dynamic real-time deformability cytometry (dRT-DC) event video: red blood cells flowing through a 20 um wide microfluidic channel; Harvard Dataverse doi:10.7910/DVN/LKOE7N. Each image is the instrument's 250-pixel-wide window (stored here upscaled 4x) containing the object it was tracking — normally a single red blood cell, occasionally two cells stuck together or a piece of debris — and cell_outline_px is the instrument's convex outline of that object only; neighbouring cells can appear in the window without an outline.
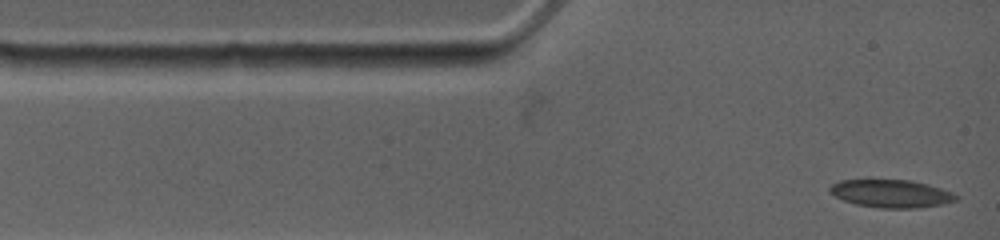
{"species": "common noctule bat (a hibernating species)", "species_latin": "Nyctalus noctula", "temperature_condition": "warm", "stored_images_in_passage": 21, "camera_frame_rate_fps": 4500, "um_per_image_px": 0.085, "animal": {"sex": "female", "body_mass_g": 19.0, "forearm_length_mm": 53.3}, "frame": {"image": 1, "passage_image": 1, "time_ms": 0.0, "image_size_px": [1000, 240], "cell_outline_px": [[956, 200], [940, 204], [916, 208], [880, 208], [856, 204], [844, 200], [836, 196], [828, 188], [832, 184], [840, 180], [868, 176], [912, 180], [928, 184], [952, 192], [956, 196]], "centroid_in_image_um": [75.66, 16.39], "position_along_channel_um": 9.3, "area_um2": 21.21}}
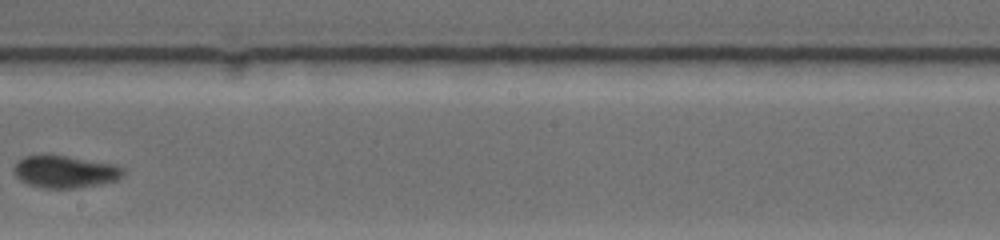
{"frame": {"image": 2, "passage_image": 10, "time_ms": 7.111, "image_size_px": [1000, 240], "cell_outline_px": [[128, 172], [124, 176], [116, 180], [100, 184], [76, 188], [40, 188], [28, 184], [20, 180], [16, 176], [12, 168], [12, 164], [16, 160], [24, 156], [68, 156], [116, 164], [124, 168]], "centroid_in_image_um": [5.54, 14.6], "position_along_channel_um": 242.7, "area_um2": 20.87}}
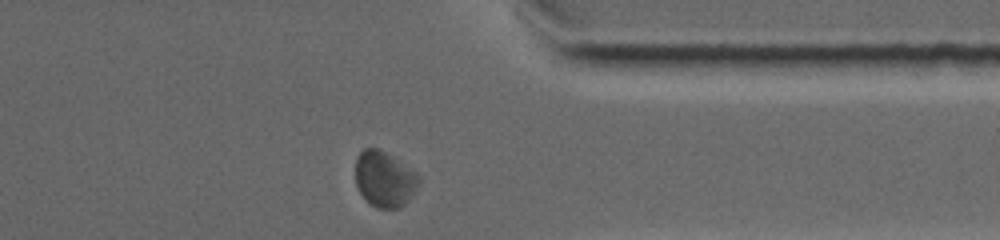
{"frame": {"image": 3, "passage_image": 18, "time_ms": 10.889, "image_size_px": [1000, 240], "cell_outline_px": [[420, 184], [416, 192], [400, 208], [376, 208], [364, 200], [356, 184], [356, 156], [364, 148], [376, 148], [392, 156], [416, 172], [420, 176]], "centroid_in_image_um": [32.69, 15.24], "position_along_channel_um": 378.7, "area_um2": 20.75}}